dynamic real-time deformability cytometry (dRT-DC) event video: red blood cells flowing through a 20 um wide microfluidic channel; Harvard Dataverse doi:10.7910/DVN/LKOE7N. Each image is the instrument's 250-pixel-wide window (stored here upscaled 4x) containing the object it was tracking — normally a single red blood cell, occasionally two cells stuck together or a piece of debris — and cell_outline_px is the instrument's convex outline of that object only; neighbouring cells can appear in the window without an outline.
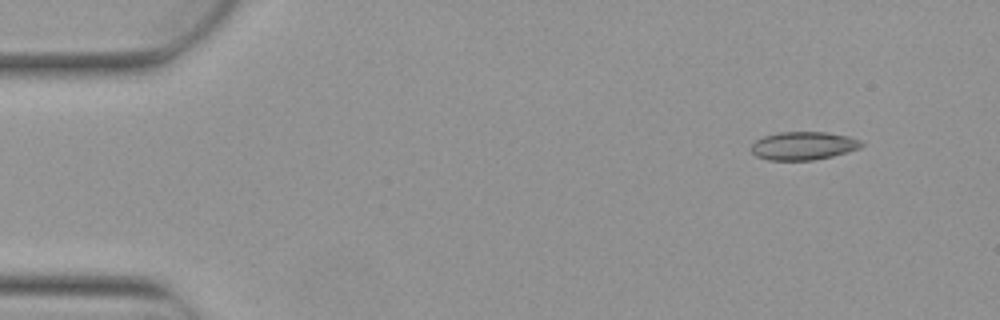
{"species": "Egyptian fruit bat (a non-hibernating species)", "species_latin": "Rousettus aegyptiacus", "temperature_condition": "warm", "stored_images_in_passage": 4, "camera_frame_rate_fps": 3000, "um_per_image_px": 0.085, "animal": {"sex": "female"}, "frame": {"image": 1, "passage_image": 4, "time_ms": 1.0, "image_size_px": [1000, 320], "cell_outline_px": [[864, 144], [860, 148], [848, 152], [832, 156], [812, 160], [768, 160], [756, 156], [752, 152], [752, 144], [756, 140], [764, 136], [780, 132], [824, 132], [848, 136], [860, 140]], "centroid_in_image_um": [68.29, 12.39], "position_along_channel_um": 16.7, "area_um2": 18.03}}